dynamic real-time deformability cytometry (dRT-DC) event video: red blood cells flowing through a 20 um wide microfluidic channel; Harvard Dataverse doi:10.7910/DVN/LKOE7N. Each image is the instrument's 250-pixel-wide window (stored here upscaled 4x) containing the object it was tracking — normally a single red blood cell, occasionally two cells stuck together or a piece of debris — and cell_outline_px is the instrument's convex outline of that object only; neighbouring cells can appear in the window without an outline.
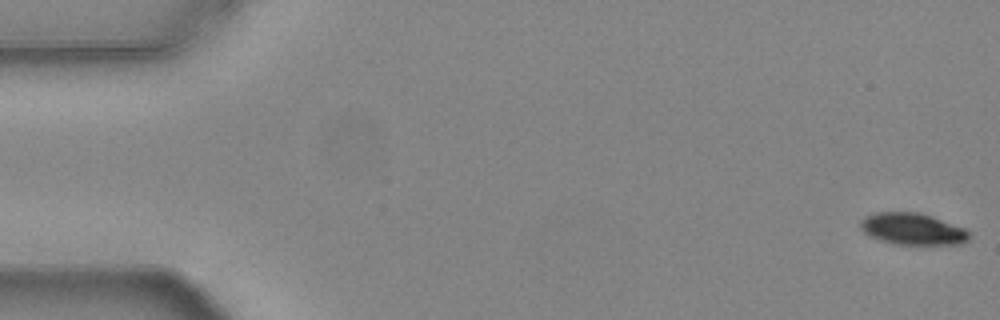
{"species": "common noctule bat (a hibernating species)", "species_latin": "Nyctalus noctula", "temperature_condition": "warm", "stored_images_in_passage": 55, "camera_frame_rate_fps": 3000, "um_per_image_px": 0.085, "animal": {"sex": "female", "body_mass_g": 24.6, "forearm_length_mm": 56.2}, "frame": {"image": 1, "passage_image": 1, "time_ms": 0.0, "image_size_px": [1000, 320], "cell_outline_px": [[968, 240], [960, 244], [892, 244], [868, 236], [860, 228], [860, 220], [864, 216], [876, 212], [920, 212], [932, 216], [964, 228], [968, 232]], "centroid_in_image_um": [77.51, 19.45], "position_along_channel_um": 7.5, "area_um2": 20.11}}
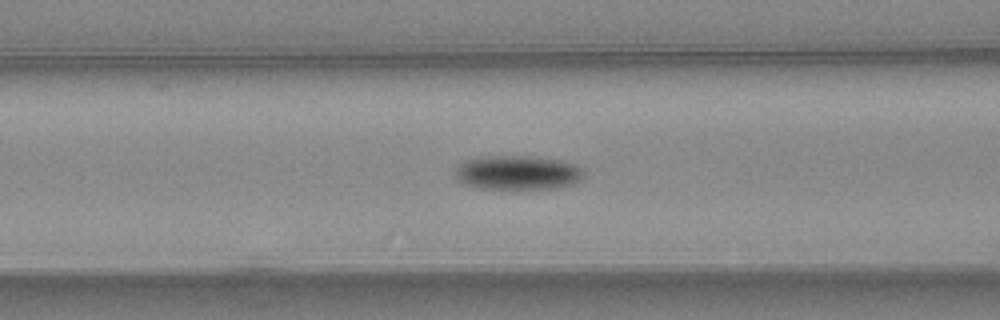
{"frame": {"image": 2, "passage_image": 22, "time_ms": 7.0, "image_size_px": [1000, 320], "cell_outline_px": [[584, 172], [580, 180], [572, 184], [552, 188], [480, 188], [464, 184], [456, 180], [456, 168], [464, 160], [488, 156], [536, 156], [564, 160], [576, 164]], "centroid_in_image_um": [44.0, 14.65], "position_along_channel_um": 122.6, "area_um2": 25.61}}
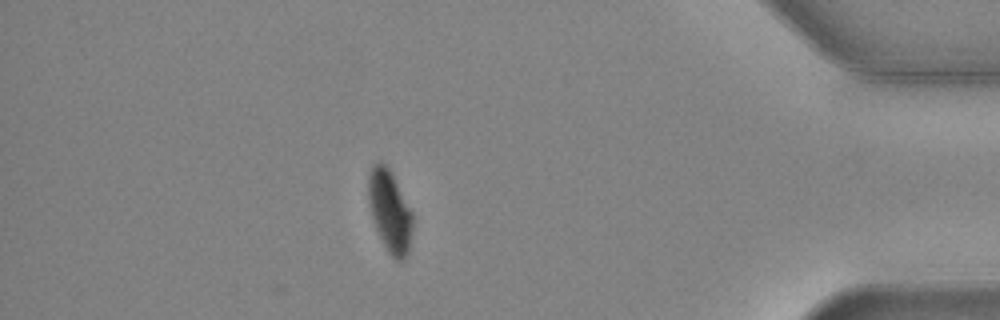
{"frame": {"image": 3, "passage_image": 48, "time_ms": 15.667, "image_size_px": [1000, 320], "cell_outline_px": [[412, 228], [408, 252], [404, 260], [396, 260], [388, 252], [372, 220], [368, 200], [368, 172], [372, 164], [380, 160], [392, 172], [412, 212]], "centroid_in_image_um": [33.11, 17.9], "position_along_channel_um": 402.1, "area_um2": 21.15}, "authors_computed_cell_mechanics": {"area_um2": 23.12, "velocity_mm_per_s": 3.7422, "shape_relaxation_time_tau1_ms": 1.9897, "shape_relaxation_time_tau2_ms": null, "deformation_change_tau1": 0.1203, "deformation_change_tau2": null}}